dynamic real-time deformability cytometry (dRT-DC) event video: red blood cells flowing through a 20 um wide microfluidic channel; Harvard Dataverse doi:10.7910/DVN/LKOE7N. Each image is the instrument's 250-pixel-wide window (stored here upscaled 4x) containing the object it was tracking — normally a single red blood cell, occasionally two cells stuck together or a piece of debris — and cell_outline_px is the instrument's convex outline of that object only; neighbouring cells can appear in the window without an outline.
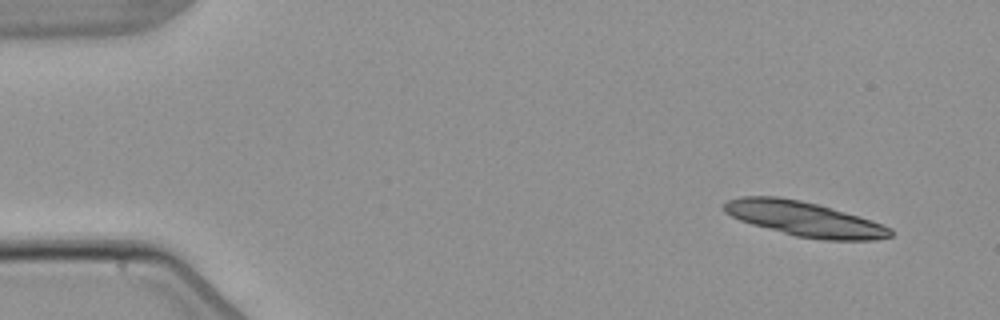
{"species": "common noctule bat (a hibernating species)", "species_latin": "Nyctalus noctula", "temperature_condition": "warm", "stored_images_in_passage": 4, "camera_frame_rate_fps": 3000, "um_per_image_px": 0.085, "animal": {"sex": "male", "body_mass_g": 21.5, "forearm_length_mm": 52.0}, "frame": {"image": 1, "passage_image": 1, "time_ms": 0.0, "image_size_px": [1000, 320], "cell_outline_px": [[892, 236], [876, 240], [824, 240], [796, 236], [752, 224], [740, 220], [724, 212], [720, 208], [728, 200], [740, 196], [780, 196], [800, 200], [816, 204], [860, 216], [872, 220], [892, 228]], "centroid_in_image_um": [68.37, 18.6], "position_along_channel_um": 16.6, "area_um2": 33.64}}